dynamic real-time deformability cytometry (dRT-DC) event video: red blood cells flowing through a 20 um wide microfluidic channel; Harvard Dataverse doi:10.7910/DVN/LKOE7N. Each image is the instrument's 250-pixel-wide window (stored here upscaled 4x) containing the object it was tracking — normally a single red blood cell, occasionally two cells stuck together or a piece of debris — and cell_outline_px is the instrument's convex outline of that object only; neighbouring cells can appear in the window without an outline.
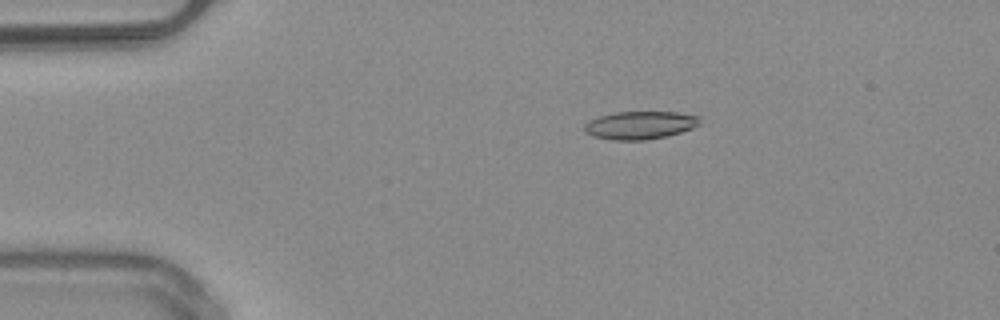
{"species": "common noctule bat (a hibernating species)", "species_latin": "Nyctalus noctula", "temperature_condition": "warm", "stored_images_in_passage": 51, "camera_frame_rate_fps": 3000, "um_per_image_px": 0.085, "animal": {"sex": "male", "body_mass_g": 20.4}, "frame": {"image": 1, "passage_image": 10, "time_ms": 3.0, "image_size_px": [1000, 320], "cell_outline_px": [[700, 124], [692, 128], [668, 136], [648, 140], [612, 140], [592, 136], [584, 132], [584, 124], [588, 120], [600, 116], [616, 112], [676, 112], [700, 116]], "centroid_in_image_um": [54.39, 10.64], "position_along_channel_um": 30.6, "area_um2": 18.96}}
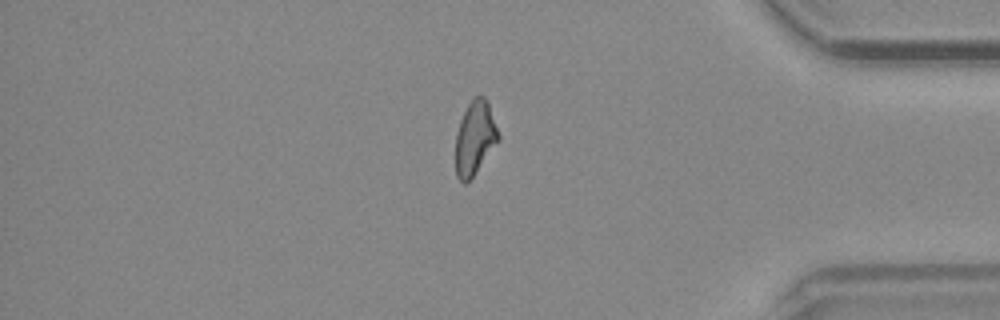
{"frame": {"image": 2, "passage_image": 43, "time_ms": 14.0, "image_size_px": [1000, 320], "cell_outline_px": [[500, 140], [472, 176], [464, 184], [456, 176], [456, 132], [460, 120], [468, 104], [476, 96], [484, 96], [488, 100], [500, 136]], "centroid_in_image_um": [40.38, 11.7], "position_along_channel_um": 394.8, "area_um2": 18.26}, "authors_computed_cell_mechanics": {"area_um2": 18.6694, "velocity_mm_per_s": 4.037, "shape_relaxation_time_tau1_ms": 6.7329, "shape_relaxation_time_tau2_ms": 5.2775, "deformation_change_tau1": 0.1734, "deformation_change_tau2": 0.1307}}